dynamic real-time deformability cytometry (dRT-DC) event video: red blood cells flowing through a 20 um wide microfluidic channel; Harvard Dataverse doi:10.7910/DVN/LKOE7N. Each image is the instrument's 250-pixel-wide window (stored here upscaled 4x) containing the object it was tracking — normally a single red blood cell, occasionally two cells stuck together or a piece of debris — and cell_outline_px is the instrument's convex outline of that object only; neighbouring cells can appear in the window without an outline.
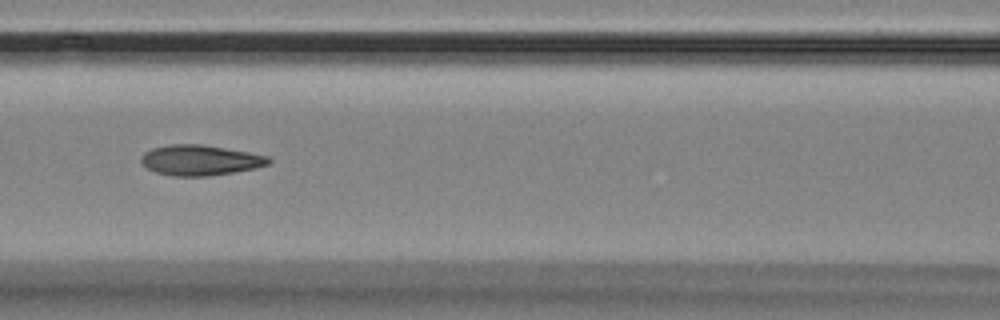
{"species": "Egyptian fruit bat (a non-hibernating species)", "species_latin": "Rousettus aegyptiacus", "temperature_condition": "room temperature", "stored_images_in_passage": 14, "camera_frame_rate_fps": 3000, "um_per_image_px": 0.085, "animal": {"sex": "female"}, "frame": {"image": 1, "passage_image": 7, "time_ms": 6.667, "image_size_px": [1000, 320], "cell_outline_px": [[272, 160], [268, 164], [256, 168], [208, 176], [172, 176], [156, 172], [148, 168], [140, 160], [140, 156], [144, 152], [152, 148], [168, 144], [200, 144], [248, 152], [268, 156]], "centroid_in_image_um": [16.99, 13.61], "position_along_channel_um": 149.6, "area_um2": 22.48}}
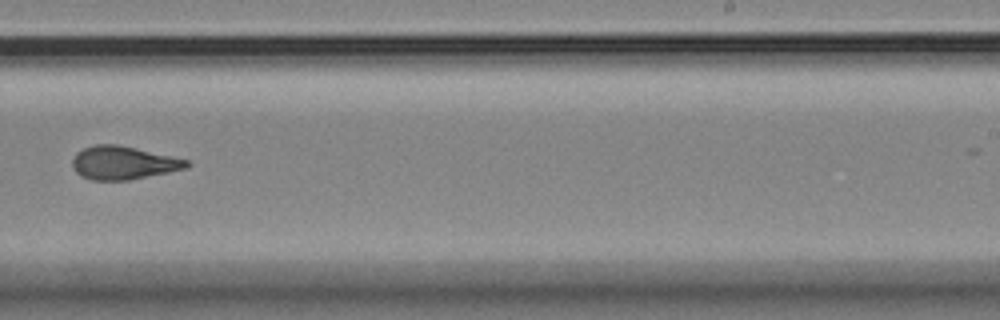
{"frame": {"image": 2, "passage_image": 10, "time_ms": 10.333, "image_size_px": [1000, 320], "cell_outline_px": [[192, 164], [188, 168], [128, 180], [92, 180], [80, 176], [72, 168], [72, 160], [76, 152], [84, 148], [96, 144], [120, 144], [188, 160]], "centroid_in_image_um": [10.46, 13.83], "position_along_channel_um": 278.5, "area_um2": 22.25}}
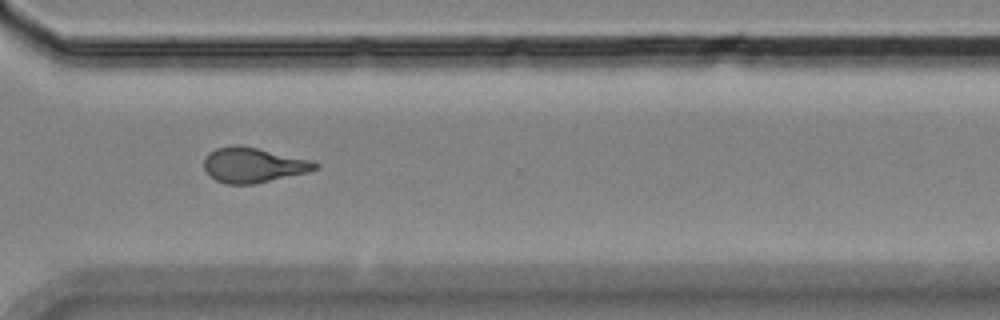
{"frame": {"image": 3, "passage_image": 12, "time_ms": 12.333, "image_size_px": [1000, 320], "cell_outline_px": [[320, 164], [316, 168], [304, 172], [252, 184], [224, 184], [208, 176], [204, 168], [204, 160], [208, 152], [216, 148], [232, 144], [236, 144], [256, 148], [308, 160]], "centroid_in_image_um": [21.4, 14.02], "position_along_channel_um": 349.2, "area_um2": 22.2}}